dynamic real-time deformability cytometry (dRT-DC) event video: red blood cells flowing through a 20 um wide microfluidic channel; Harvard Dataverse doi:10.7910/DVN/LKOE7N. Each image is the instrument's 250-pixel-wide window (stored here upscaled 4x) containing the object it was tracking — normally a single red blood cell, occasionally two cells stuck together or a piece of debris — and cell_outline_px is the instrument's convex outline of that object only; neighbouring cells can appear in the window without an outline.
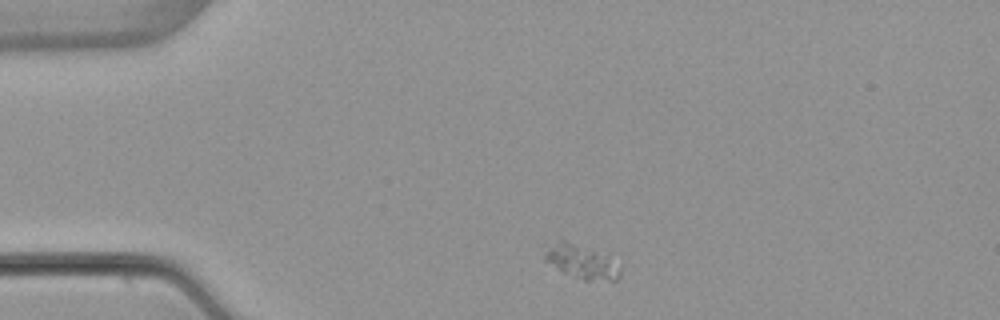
{"species": "common noctule bat (a hibernating species)", "species_latin": "Nyctalus noctula", "temperature_condition": "warm", "stored_images_in_passage": 2, "camera_frame_rate_fps": 3000, "um_per_image_px": 0.085, "animal": {"sex": "female", "body_mass_g": 22.7, "forearm_length_mm": 54.2}, "frame": {"image": 1, "passage_image": 1, "time_ms": 0.0, "image_size_px": [1000, 320], "cell_outline_px": [[620, 276], [616, 280], [584, 280], [564, 272], [544, 260], [544, 252], [548, 248], [560, 240], [564, 240], [592, 252], [620, 268]], "centroid_in_image_um": [49.34, 22.3], "position_along_channel_um": 35.7, "area_um2": 13.41}}